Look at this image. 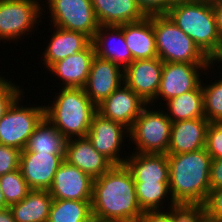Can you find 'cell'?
Listing matches in <instances>:
<instances>
[{
  "instance_id": "obj_1",
  "label": "cell",
  "mask_w": 222,
  "mask_h": 222,
  "mask_svg": "<svg viewBox=\"0 0 222 222\" xmlns=\"http://www.w3.org/2000/svg\"><path fill=\"white\" fill-rule=\"evenodd\" d=\"M91 209L97 222H139L141 210L133 176L125 164L93 179Z\"/></svg>"
},
{
  "instance_id": "obj_2",
  "label": "cell",
  "mask_w": 222,
  "mask_h": 222,
  "mask_svg": "<svg viewBox=\"0 0 222 222\" xmlns=\"http://www.w3.org/2000/svg\"><path fill=\"white\" fill-rule=\"evenodd\" d=\"M169 191L175 203H205L210 192L211 156L206 148L167 154Z\"/></svg>"
},
{
  "instance_id": "obj_3",
  "label": "cell",
  "mask_w": 222,
  "mask_h": 222,
  "mask_svg": "<svg viewBox=\"0 0 222 222\" xmlns=\"http://www.w3.org/2000/svg\"><path fill=\"white\" fill-rule=\"evenodd\" d=\"M167 15L212 62L222 54V38L211 3L175 1Z\"/></svg>"
},
{
  "instance_id": "obj_4",
  "label": "cell",
  "mask_w": 222,
  "mask_h": 222,
  "mask_svg": "<svg viewBox=\"0 0 222 222\" xmlns=\"http://www.w3.org/2000/svg\"><path fill=\"white\" fill-rule=\"evenodd\" d=\"M52 104H44L45 117L66 138L86 137L97 106L83 88H62Z\"/></svg>"
},
{
  "instance_id": "obj_5",
  "label": "cell",
  "mask_w": 222,
  "mask_h": 222,
  "mask_svg": "<svg viewBox=\"0 0 222 222\" xmlns=\"http://www.w3.org/2000/svg\"><path fill=\"white\" fill-rule=\"evenodd\" d=\"M158 58L164 62L213 63L167 14L152 15Z\"/></svg>"
},
{
  "instance_id": "obj_6",
  "label": "cell",
  "mask_w": 222,
  "mask_h": 222,
  "mask_svg": "<svg viewBox=\"0 0 222 222\" xmlns=\"http://www.w3.org/2000/svg\"><path fill=\"white\" fill-rule=\"evenodd\" d=\"M147 104L129 129V140L135 144L136 153L167 154L172 121L166 111L155 110ZM150 108V109H149Z\"/></svg>"
},
{
  "instance_id": "obj_7",
  "label": "cell",
  "mask_w": 222,
  "mask_h": 222,
  "mask_svg": "<svg viewBox=\"0 0 222 222\" xmlns=\"http://www.w3.org/2000/svg\"><path fill=\"white\" fill-rule=\"evenodd\" d=\"M40 0H0V42H16L36 28L46 12ZM45 10V11H44ZM21 37V38H20Z\"/></svg>"
},
{
  "instance_id": "obj_8",
  "label": "cell",
  "mask_w": 222,
  "mask_h": 222,
  "mask_svg": "<svg viewBox=\"0 0 222 222\" xmlns=\"http://www.w3.org/2000/svg\"><path fill=\"white\" fill-rule=\"evenodd\" d=\"M20 95L9 107L8 111L0 119V144L16 147L23 150L36 126L45 117V107H26ZM20 102V103H19ZM22 103V105H21ZM24 105V106H23ZM35 106V107H34Z\"/></svg>"
},
{
  "instance_id": "obj_9",
  "label": "cell",
  "mask_w": 222,
  "mask_h": 222,
  "mask_svg": "<svg viewBox=\"0 0 222 222\" xmlns=\"http://www.w3.org/2000/svg\"><path fill=\"white\" fill-rule=\"evenodd\" d=\"M46 4L51 25L84 33L91 40L94 38L100 25L91 0H47Z\"/></svg>"
},
{
  "instance_id": "obj_10",
  "label": "cell",
  "mask_w": 222,
  "mask_h": 222,
  "mask_svg": "<svg viewBox=\"0 0 222 222\" xmlns=\"http://www.w3.org/2000/svg\"><path fill=\"white\" fill-rule=\"evenodd\" d=\"M214 66L213 63L164 62L159 91L154 100L161 99V101L166 100L167 102L176 96L194 90L201 83L200 77L203 70L205 75V71L207 74Z\"/></svg>"
},
{
  "instance_id": "obj_11",
  "label": "cell",
  "mask_w": 222,
  "mask_h": 222,
  "mask_svg": "<svg viewBox=\"0 0 222 222\" xmlns=\"http://www.w3.org/2000/svg\"><path fill=\"white\" fill-rule=\"evenodd\" d=\"M93 147L114 165L125 164L128 156L122 157L121 146L129 137V129L119 122H115L96 112L87 133ZM121 154V157H120Z\"/></svg>"
},
{
  "instance_id": "obj_12",
  "label": "cell",
  "mask_w": 222,
  "mask_h": 222,
  "mask_svg": "<svg viewBox=\"0 0 222 222\" xmlns=\"http://www.w3.org/2000/svg\"><path fill=\"white\" fill-rule=\"evenodd\" d=\"M163 62L157 57L132 61L123 73L124 83L151 106L159 91Z\"/></svg>"
},
{
  "instance_id": "obj_13",
  "label": "cell",
  "mask_w": 222,
  "mask_h": 222,
  "mask_svg": "<svg viewBox=\"0 0 222 222\" xmlns=\"http://www.w3.org/2000/svg\"><path fill=\"white\" fill-rule=\"evenodd\" d=\"M65 154L21 152L19 170L31 189L49 190Z\"/></svg>"
},
{
  "instance_id": "obj_14",
  "label": "cell",
  "mask_w": 222,
  "mask_h": 222,
  "mask_svg": "<svg viewBox=\"0 0 222 222\" xmlns=\"http://www.w3.org/2000/svg\"><path fill=\"white\" fill-rule=\"evenodd\" d=\"M146 105L144 100L123 83L97 105V112L130 129Z\"/></svg>"
},
{
  "instance_id": "obj_15",
  "label": "cell",
  "mask_w": 222,
  "mask_h": 222,
  "mask_svg": "<svg viewBox=\"0 0 222 222\" xmlns=\"http://www.w3.org/2000/svg\"><path fill=\"white\" fill-rule=\"evenodd\" d=\"M123 73L119 65L95 55L83 89L97 106L124 83Z\"/></svg>"
},
{
  "instance_id": "obj_16",
  "label": "cell",
  "mask_w": 222,
  "mask_h": 222,
  "mask_svg": "<svg viewBox=\"0 0 222 222\" xmlns=\"http://www.w3.org/2000/svg\"><path fill=\"white\" fill-rule=\"evenodd\" d=\"M92 184L88 174L64 160L48 191L53 199L91 200Z\"/></svg>"
},
{
  "instance_id": "obj_17",
  "label": "cell",
  "mask_w": 222,
  "mask_h": 222,
  "mask_svg": "<svg viewBox=\"0 0 222 222\" xmlns=\"http://www.w3.org/2000/svg\"><path fill=\"white\" fill-rule=\"evenodd\" d=\"M64 159L92 179L105 174L114 165L93 147L87 136L67 139Z\"/></svg>"
},
{
  "instance_id": "obj_18",
  "label": "cell",
  "mask_w": 222,
  "mask_h": 222,
  "mask_svg": "<svg viewBox=\"0 0 222 222\" xmlns=\"http://www.w3.org/2000/svg\"><path fill=\"white\" fill-rule=\"evenodd\" d=\"M95 49L91 42L84 50L54 63L48 71L62 81V88H83L89 76Z\"/></svg>"
},
{
  "instance_id": "obj_19",
  "label": "cell",
  "mask_w": 222,
  "mask_h": 222,
  "mask_svg": "<svg viewBox=\"0 0 222 222\" xmlns=\"http://www.w3.org/2000/svg\"><path fill=\"white\" fill-rule=\"evenodd\" d=\"M92 43L96 56L119 65L123 70L133 61L120 26L100 25Z\"/></svg>"
},
{
  "instance_id": "obj_20",
  "label": "cell",
  "mask_w": 222,
  "mask_h": 222,
  "mask_svg": "<svg viewBox=\"0 0 222 222\" xmlns=\"http://www.w3.org/2000/svg\"><path fill=\"white\" fill-rule=\"evenodd\" d=\"M209 123L206 118L172 122L167 154L188 153L205 148Z\"/></svg>"
},
{
  "instance_id": "obj_21",
  "label": "cell",
  "mask_w": 222,
  "mask_h": 222,
  "mask_svg": "<svg viewBox=\"0 0 222 222\" xmlns=\"http://www.w3.org/2000/svg\"><path fill=\"white\" fill-rule=\"evenodd\" d=\"M53 33L43 52V64L47 70L56 62L84 50L92 40L84 33L70 31L52 25Z\"/></svg>"
},
{
  "instance_id": "obj_22",
  "label": "cell",
  "mask_w": 222,
  "mask_h": 222,
  "mask_svg": "<svg viewBox=\"0 0 222 222\" xmlns=\"http://www.w3.org/2000/svg\"><path fill=\"white\" fill-rule=\"evenodd\" d=\"M119 26L123 30L124 39L133 61L158 57L152 15L146 16L140 21Z\"/></svg>"
},
{
  "instance_id": "obj_23",
  "label": "cell",
  "mask_w": 222,
  "mask_h": 222,
  "mask_svg": "<svg viewBox=\"0 0 222 222\" xmlns=\"http://www.w3.org/2000/svg\"><path fill=\"white\" fill-rule=\"evenodd\" d=\"M134 181L169 182L167 154L132 152L125 160Z\"/></svg>"
},
{
  "instance_id": "obj_24",
  "label": "cell",
  "mask_w": 222,
  "mask_h": 222,
  "mask_svg": "<svg viewBox=\"0 0 222 222\" xmlns=\"http://www.w3.org/2000/svg\"><path fill=\"white\" fill-rule=\"evenodd\" d=\"M99 25L119 26L146 17L136 0H91Z\"/></svg>"
},
{
  "instance_id": "obj_25",
  "label": "cell",
  "mask_w": 222,
  "mask_h": 222,
  "mask_svg": "<svg viewBox=\"0 0 222 222\" xmlns=\"http://www.w3.org/2000/svg\"><path fill=\"white\" fill-rule=\"evenodd\" d=\"M53 198L48 190L32 189L19 203L9 206L16 222H48Z\"/></svg>"
},
{
  "instance_id": "obj_26",
  "label": "cell",
  "mask_w": 222,
  "mask_h": 222,
  "mask_svg": "<svg viewBox=\"0 0 222 222\" xmlns=\"http://www.w3.org/2000/svg\"><path fill=\"white\" fill-rule=\"evenodd\" d=\"M67 139L44 117L21 152L65 154Z\"/></svg>"
},
{
  "instance_id": "obj_27",
  "label": "cell",
  "mask_w": 222,
  "mask_h": 222,
  "mask_svg": "<svg viewBox=\"0 0 222 222\" xmlns=\"http://www.w3.org/2000/svg\"><path fill=\"white\" fill-rule=\"evenodd\" d=\"M165 104L168 107L165 109V111L167 110V117L172 122L205 118L204 95L201 83L194 90L176 96Z\"/></svg>"
},
{
  "instance_id": "obj_28",
  "label": "cell",
  "mask_w": 222,
  "mask_h": 222,
  "mask_svg": "<svg viewBox=\"0 0 222 222\" xmlns=\"http://www.w3.org/2000/svg\"><path fill=\"white\" fill-rule=\"evenodd\" d=\"M91 200L53 199L48 222H93Z\"/></svg>"
},
{
  "instance_id": "obj_29",
  "label": "cell",
  "mask_w": 222,
  "mask_h": 222,
  "mask_svg": "<svg viewBox=\"0 0 222 222\" xmlns=\"http://www.w3.org/2000/svg\"><path fill=\"white\" fill-rule=\"evenodd\" d=\"M134 182L138 203L143 212L162 210L163 208L165 209L163 206L164 204H162L165 203V200H170L167 204L169 207L175 203L171 198L169 182Z\"/></svg>"
},
{
  "instance_id": "obj_30",
  "label": "cell",
  "mask_w": 222,
  "mask_h": 222,
  "mask_svg": "<svg viewBox=\"0 0 222 222\" xmlns=\"http://www.w3.org/2000/svg\"><path fill=\"white\" fill-rule=\"evenodd\" d=\"M0 188L8 207L19 203L32 190L19 169L2 175L0 177Z\"/></svg>"
},
{
  "instance_id": "obj_31",
  "label": "cell",
  "mask_w": 222,
  "mask_h": 222,
  "mask_svg": "<svg viewBox=\"0 0 222 222\" xmlns=\"http://www.w3.org/2000/svg\"><path fill=\"white\" fill-rule=\"evenodd\" d=\"M222 76L219 80L204 84L201 80L204 95V114L210 123L222 122Z\"/></svg>"
},
{
  "instance_id": "obj_32",
  "label": "cell",
  "mask_w": 222,
  "mask_h": 222,
  "mask_svg": "<svg viewBox=\"0 0 222 222\" xmlns=\"http://www.w3.org/2000/svg\"><path fill=\"white\" fill-rule=\"evenodd\" d=\"M168 208L174 222H199L206 210L205 203H174Z\"/></svg>"
},
{
  "instance_id": "obj_33",
  "label": "cell",
  "mask_w": 222,
  "mask_h": 222,
  "mask_svg": "<svg viewBox=\"0 0 222 222\" xmlns=\"http://www.w3.org/2000/svg\"><path fill=\"white\" fill-rule=\"evenodd\" d=\"M11 79H6L4 76H0V119L8 111L12 103L23 95L24 89L21 86H17ZM22 89V90H21Z\"/></svg>"
},
{
  "instance_id": "obj_34",
  "label": "cell",
  "mask_w": 222,
  "mask_h": 222,
  "mask_svg": "<svg viewBox=\"0 0 222 222\" xmlns=\"http://www.w3.org/2000/svg\"><path fill=\"white\" fill-rule=\"evenodd\" d=\"M205 148L211 159L222 158V122L208 124Z\"/></svg>"
},
{
  "instance_id": "obj_35",
  "label": "cell",
  "mask_w": 222,
  "mask_h": 222,
  "mask_svg": "<svg viewBox=\"0 0 222 222\" xmlns=\"http://www.w3.org/2000/svg\"><path fill=\"white\" fill-rule=\"evenodd\" d=\"M20 153L16 147L0 144V177L19 169Z\"/></svg>"
},
{
  "instance_id": "obj_36",
  "label": "cell",
  "mask_w": 222,
  "mask_h": 222,
  "mask_svg": "<svg viewBox=\"0 0 222 222\" xmlns=\"http://www.w3.org/2000/svg\"><path fill=\"white\" fill-rule=\"evenodd\" d=\"M146 16L167 14L175 0H136Z\"/></svg>"
},
{
  "instance_id": "obj_37",
  "label": "cell",
  "mask_w": 222,
  "mask_h": 222,
  "mask_svg": "<svg viewBox=\"0 0 222 222\" xmlns=\"http://www.w3.org/2000/svg\"><path fill=\"white\" fill-rule=\"evenodd\" d=\"M205 206L211 215L222 220V188L210 190Z\"/></svg>"
},
{
  "instance_id": "obj_38",
  "label": "cell",
  "mask_w": 222,
  "mask_h": 222,
  "mask_svg": "<svg viewBox=\"0 0 222 222\" xmlns=\"http://www.w3.org/2000/svg\"><path fill=\"white\" fill-rule=\"evenodd\" d=\"M209 178H210V190L222 188V158L211 160Z\"/></svg>"
},
{
  "instance_id": "obj_39",
  "label": "cell",
  "mask_w": 222,
  "mask_h": 222,
  "mask_svg": "<svg viewBox=\"0 0 222 222\" xmlns=\"http://www.w3.org/2000/svg\"><path fill=\"white\" fill-rule=\"evenodd\" d=\"M168 211V212H167ZM139 222H174L172 213L167 209L143 212Z\"/></svg>"
},
{
  "instance_id": "obj_40",
  "label": "cell",
  "mask_w": 222,
  "mask_h": 222,
  "mask_svg": "<svg viewBox=\"0 0 222 222\" xmlns=\"http://www.w3.org/2000/svg\"><path fill=\"white\" fill-rule=\"evenodd\" d=\"M211 5L215 15L219 35L222 38V0H214Z\"/></svg>"
},
{
  "instance_id": "obj_41",
  "label": "cell",
  "mask_w": 222,
  "mask_h": 222,
  "mask_svg": "<svg viewBox=\"0 0 222 222\" xmlns=\"http://www.w3.org/2000/svg\"><path fill=\"white\" fill-rule=\"evenodd\" d=\"M0 222H16L9 207L0 210Z\"/></svg>"
},
{
  "instance_id": "obj_42",
  "label": "cell",
  "mask_w": 222,
  "mask_h": 222,
  "mask_svg": "<svg viewBox=\"0 0 222 222\" xmlns=\"http://www.w3.org/2000/svg\"><path fill=\"white\" fill-rule=\"evenodd\" d=\"M199 222H222V220L214 215H211L207 210H205Z\"/></svg>"
},
{
  "instance_id": "obj_43",
  "label": "cell",
  "mask_w": 222,
  "mask_h": 222,
  "mask_svg": "<svg viewBox=\"0 0 222 222\" xmlns=\"http://www.w3.org/2000/svg\"><path fill=\"white\" fill-rule=\"evenodd\" d=\"M5 208H8V206L6 205V202L2 193V189L0 188V210L5 209Z\"/></svg>"
},
{
  "instance_id": "obj_44",
  "label": "cell",
  "mask_w": 222,
  "mask_h": 222,
  "mask_svg": "<svg viewBox=\"0 0 222 222\" xmlns=\"http://www.w3.org/2000/svg\"><path fill=\"white\" fill-rule=\"evenodd\" d=\"M175 1H193V2H208V3H212L214 0H175Z\"/></svg>"
},
{
  "instance_id": "obj_45",
  "label": "cell",
  "mask_w": 222,
  "mask_h": 222,
  "mask_svg": "<svg viewBox=\"0 0 222 222\" xmlns=\"http://www.w3.org/2000/svg\"><path fill=\"white\" fill-rule=\"evenodd\" d=\"M220 64V66L222 65L221 63H222V54L216 59V60H214L213 61V64Z\"/></svg>"
}]
</instances>
